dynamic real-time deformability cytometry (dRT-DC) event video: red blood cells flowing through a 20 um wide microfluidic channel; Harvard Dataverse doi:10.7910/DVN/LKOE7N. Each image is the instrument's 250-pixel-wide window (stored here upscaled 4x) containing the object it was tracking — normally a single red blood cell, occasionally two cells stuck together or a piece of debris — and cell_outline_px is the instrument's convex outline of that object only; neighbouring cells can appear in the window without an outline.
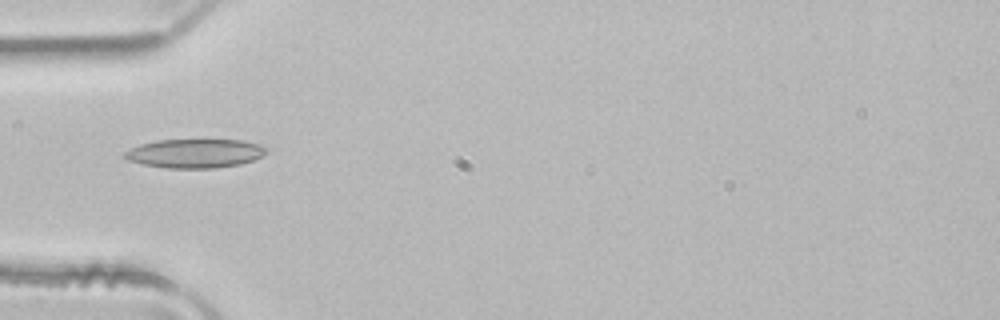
{"species": "common noctule bat (a hibernating species)", "species_latin": "Nyctalus noctula", "temperature_condition": "room temperature", "stored_images_in_passage": 35, "camera_frame_rate_fps": 3000, "um_per_image_px": 0.085, "animal": {"sex": "male", "body_mass_g": 21.5, "forearm_length_mm": 52.0}, "frame": {"image": 1, "passage_image": 1, "time_ms": 0.0, "image_size_px": [1000, 320], "cell_outline_px": [[268, 152], [252, 160], [240, 164], [216, 168], [164, 168], [144, 164], [128, 160], [120, 156], [124, 152], [140, 144], [156, 140], [244, 140], [260, 144], [268, 148]], "centroid_in_image_um": [16.56, 13.03], "position_along_channel_um": 68.4, "area_um2": 23.99}}
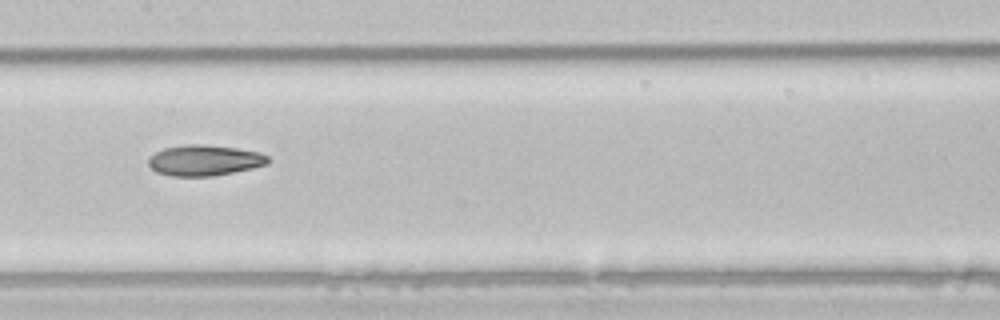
{"frame": {"image": 2, "passage_image": 10, "time_ms": 3.0, "image_size_px": [1000, 320], "cell_outline_px": [[268, 164], [252, 168], [212, 176], [168, 176], [156, 172], [148, 164], [148, 160], [156, 152], [164, 148], [188, 144], [200, 144], [236, 148], [260, 152], [268, 156]], "centroid_in_image_um": [17.37, 13.63], "position_along_channel_um": 190.0, "area_um2": 21.27}}
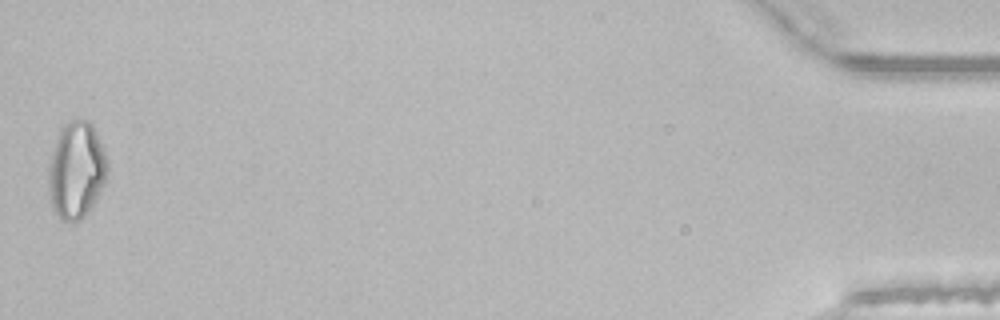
{"frame": {"image": 3, "passage_image": 35, "time_ms": 11.333, "image_size_px": [1000, 320], "cell_outline_px": [[108, 176], [96, 200], [88, 212], [80, 220], [60, 220], [52, 204], [48, 188], [48, 176], [52, 152], [56, 136], [64, 124], [68, 120], [88, 120], [92, 124], [104, 148], [108, 160]], "centroid_in_image_um": [6.51, 14.44], "position_along_channel_um": 428.7, "area_um2": 33.35}, "authors_computed_cell_mechanics": {"area_um2": 21.5594, "velocity_mm_per_s": 4.0212, "shape_relaxation_time_tau1_ms": 9.207, "shape_relaxation_time_tau2_ms": null, "deformation_change_tau1": 0.197, "deformation_change_tau2": null}}